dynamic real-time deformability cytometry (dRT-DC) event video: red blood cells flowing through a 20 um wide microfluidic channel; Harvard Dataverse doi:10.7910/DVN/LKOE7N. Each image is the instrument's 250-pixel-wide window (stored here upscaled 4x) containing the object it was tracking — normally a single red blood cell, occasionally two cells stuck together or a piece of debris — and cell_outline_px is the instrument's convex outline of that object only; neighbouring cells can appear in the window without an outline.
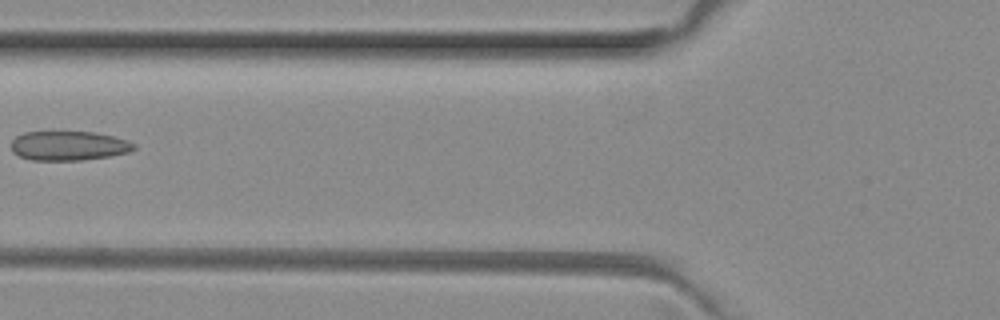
{"species": "common noctule bat (a hibernating species)", "species_latin": "Nyctalus noctula", "temperature_condition": "room temperature", "stored_images_in_passage": 7, "camera_frame_rate_fps": 3000, "um_per_image_px": 0.085, "animal": {"sex": "female", "body_mass_g": 29.2, "forearm_length_mm": 56.3}, "frame": {"image": 1, "passage_image": 6, "time_ms": 1.667, "image_size_px": [1000, 320], "cell_outline_px": [[136, 148], [128, 152], [108, 156], [80, 160], [32, 160], [20, 156], [12, 152], [12, 140], [16, 136], [24, 132], [96, 132], [128, 140], [136, 144]], "centroid_in_image_um": [5.84, 12.38], "position_along_channel_um": 120.0, "area_um2": 20.92}}
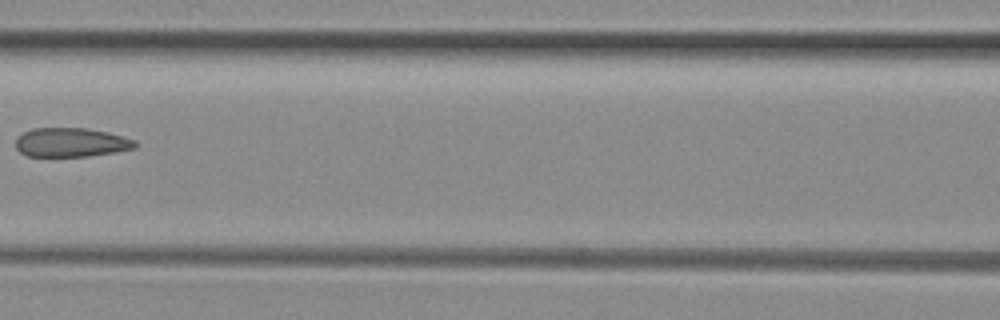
{"frame": {"image": 2, "passage_image": 7, "time_ms": 2.0, "image_size_px": [1000, 320], "cell_outline_px": [[140, 144], [136, 148], [116, 152], [88, 156], [28, 156], [20, 152], [16, 148], [16, 140], [24, 132], [32, 128], [84, 128], [108, 132], [136, 140]], "centroid_in_image_um": [6.09, 12.1], "position_along_channel_um": 160.5, "area_um2": 20.29}}